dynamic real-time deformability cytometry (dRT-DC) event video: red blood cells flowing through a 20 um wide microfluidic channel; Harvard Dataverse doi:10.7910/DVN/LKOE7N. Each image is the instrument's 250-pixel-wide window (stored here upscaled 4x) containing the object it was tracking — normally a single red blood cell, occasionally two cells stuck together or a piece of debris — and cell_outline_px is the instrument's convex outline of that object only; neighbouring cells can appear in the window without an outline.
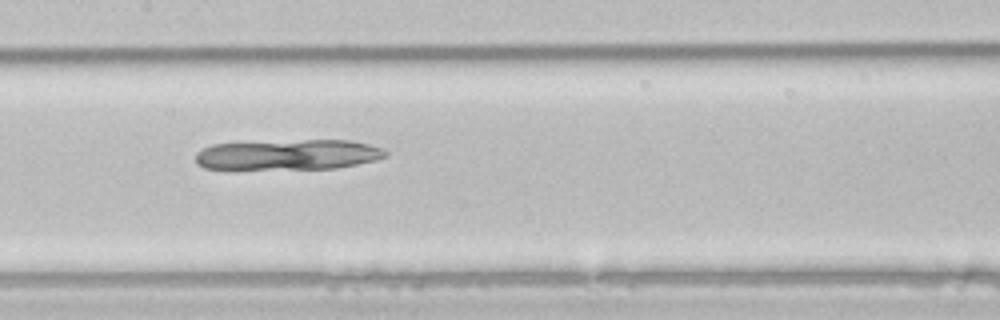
{"species": "common noctule bat (a hibernating species)", "species_latin": "Nyctalus noctula", "temperature_condition": "room temperature", "stored_images_in_passage": 7, "camera_frame_rate_fps": 3000, "um_per_image_px": 0.085, "animal": {"sex": "male", "body_mass_g": 21.5, "forearm_length_mm": 52.0}, "frame": {"image": 1, "passage_image": 6, "time_ms": 1.667, "image_size_px": [1000, 320], "cell_outline_px": [[388, 156], [376, 160], [336, 168], [232, 172], [204, 168], [196, 164], [196, 152], [212, 144], [304, 140], [352, 140], [384, 148], [388, 152]], "centroid_in_image_um": [24.41, 13.2], "position_along_channel_um": 183.0, "area_um2": 35.14}}
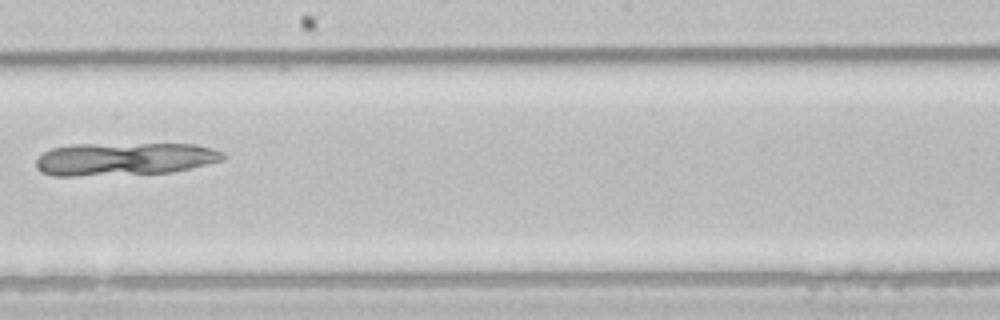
{"frame": {"image": 2, "passage_image": 7, "time_ms": 2.0, "image_size_px": [1000, 320], "cell_outline_px": [[228, 156], [224, 160], [172, 172], [76, 176], [52, 176], [40, 172], [36, 168], [36, 160], [44, 152], [52, 148], [76, 144], [196, 144], [212, 148], [224, 152]], "centroid_in_image_um": [10.59, 13.51], "position_along_channel_um": 237.6, "area_um2": 35.95}}